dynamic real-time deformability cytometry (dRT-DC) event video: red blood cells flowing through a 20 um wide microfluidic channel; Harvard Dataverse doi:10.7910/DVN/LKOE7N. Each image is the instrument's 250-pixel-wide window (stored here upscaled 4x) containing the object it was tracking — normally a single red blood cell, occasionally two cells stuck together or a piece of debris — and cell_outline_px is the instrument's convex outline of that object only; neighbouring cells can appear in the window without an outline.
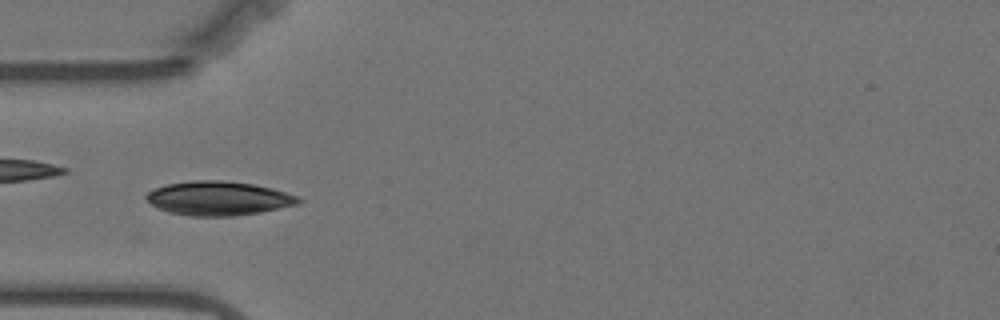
{"species": "Egyptian fruit bat (a non-hibernating species)", "species_latin": "Rousettus aegyptiacus", "temperature_condition": "warm", "stored_images_in_passage": 56, "camera_frame_rate_fps": 3000, "um_per_image_px": 0.085, "animal": {"sex": "female"}, "frame": {"image": 1, "passage_image": 16, "time_ms": 5.0, "image_size_px": [1000, 320], "cell_outline_px": [[304, 200], [300, 204], [260, 212], [236, 216], [192, 216], [168, 212], [156, 208], [144, 196], [148, 192], [156, 188], [168, 184], [192, 180], [224, 180], [252, 184], [272, 188], [296, 196]], "centroid_in_image_um": [18.58, 16.86], "position_along_channel_um": 66.4, "area_um2": 30.23}}
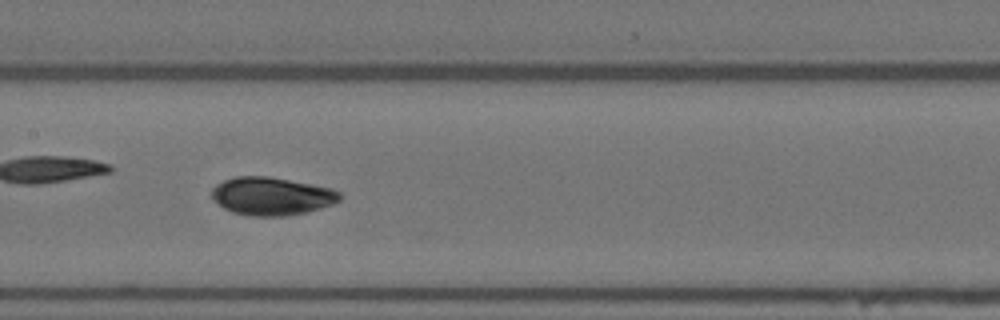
{"frame": {"image": 2, "passage_image": 26, "time_ms": 8.333, "image_size_px": [1000, 320], "cell_outline_px": [[340, 200], [332, 204], [308, 212], [288, 216], [248, 216], [232, 212], [224, 208], [212, 196], [212, 188], [216, 184], [224, 180], [236, 176], [268, 176], [312, 184], [332, 188], [340, 192]], "centroid_in_image_um": [23.1, 16.67], "position_along_channel_um": 184.3, "area_um2": 28.38}}
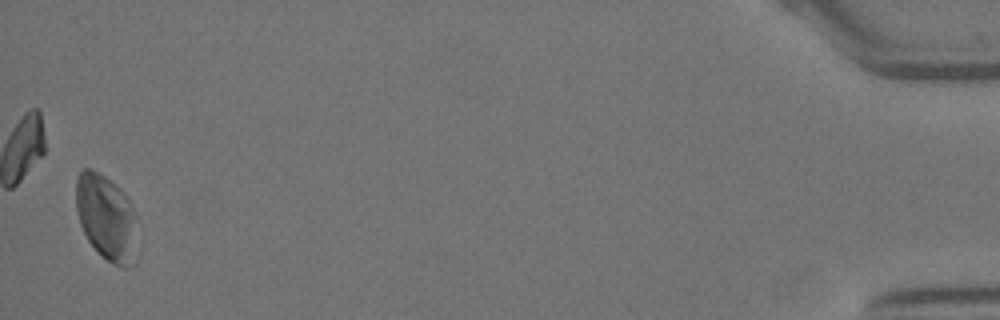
{"frame": {"image": 3, "passage_image": 55, "time_ms": 18.0, "image_size_px": [1000, 320], "cell_outline_px": [[140, 256], [136, 264], [132, 268], [120, 268], [112, 264], [88, 240], [80, 224], [76, 212], [76, 176], [84, 168], [92, 168], [104, 176], [132, 204], [140, 248]], "centroid_in_image_um": [9.1, 18.6], "position_along_channel_um": 426.1, "area_um2": 31.15}, "authors_computed_cell_mechanics": {"area_um2": 28.7266, "velocity_mm_per_s": 3.4942, "shape_relaxation_time_tau1_ms": 3.9272, "shape_relaxation_time_tau2_ms": null, "deformation_change_tau1": 0.1151, "deformation_change_tau2": null}}